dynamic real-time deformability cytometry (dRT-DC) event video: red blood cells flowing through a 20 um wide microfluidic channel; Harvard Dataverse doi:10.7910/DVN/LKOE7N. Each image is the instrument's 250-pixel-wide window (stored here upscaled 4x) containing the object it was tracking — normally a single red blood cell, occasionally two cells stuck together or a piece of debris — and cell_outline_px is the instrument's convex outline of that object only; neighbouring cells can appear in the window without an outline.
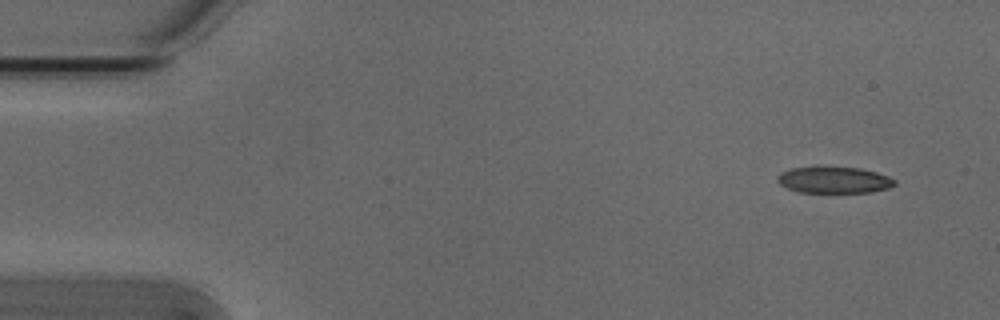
{"species": "Egyptian fruit bat (a non-hibernating species)", "species_latin": "Rousettus aegyptiacus", "temperature_condition": "cold", "stored_images_in_passage": 4, "camera_frame_rate_fps": 3000, "um_per_image_px": 0.085, "animal": {"sex": "male"}, "frame": {"image": 1, "passage_image": 1, "time_ms": 0.0, "image_size_px": [1000, 320], "cell_outline_px": [[896, 184], [888, 188], [872, 192], [800, 192], [788, 188], [780, 184], [776, 180], [776, 176], [780, 172], [792, 168], [860, 168], [876, 172], [888, 176], [896, 180]], "centroid_in_image_um": [70.9, 15.31], "position_along_channel_um": 14.1, "area_um2": 17.74}}
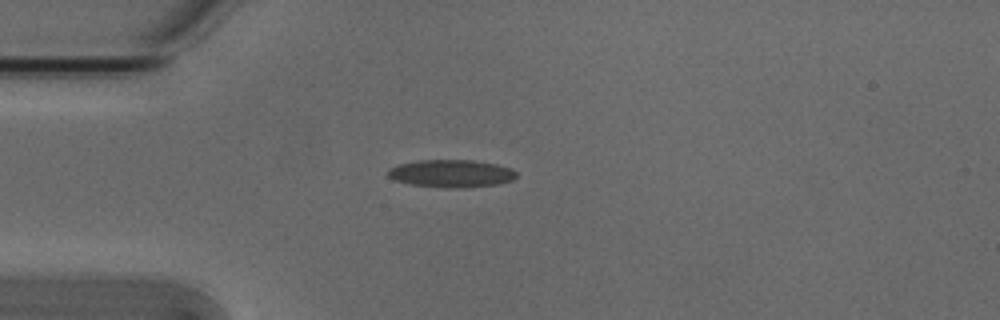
{"frame": {"image": 2, "passage_image": 4, "time_ms": 1.0, "image_size_px": [1000, 320], "cell_outline_px": [[516, 176], [512, 180], [496, 184], [408, 184], [396, 180], [388, 176], [388, 172], [392, 168], [400, 164], [420, 160], [472, 160], [496, 164], [512, 168], [516, 172]], "centroid_in_image_um": [38.38, 14.67], "position_along_channel_um": 46.6, "area_um2": 19.02}}